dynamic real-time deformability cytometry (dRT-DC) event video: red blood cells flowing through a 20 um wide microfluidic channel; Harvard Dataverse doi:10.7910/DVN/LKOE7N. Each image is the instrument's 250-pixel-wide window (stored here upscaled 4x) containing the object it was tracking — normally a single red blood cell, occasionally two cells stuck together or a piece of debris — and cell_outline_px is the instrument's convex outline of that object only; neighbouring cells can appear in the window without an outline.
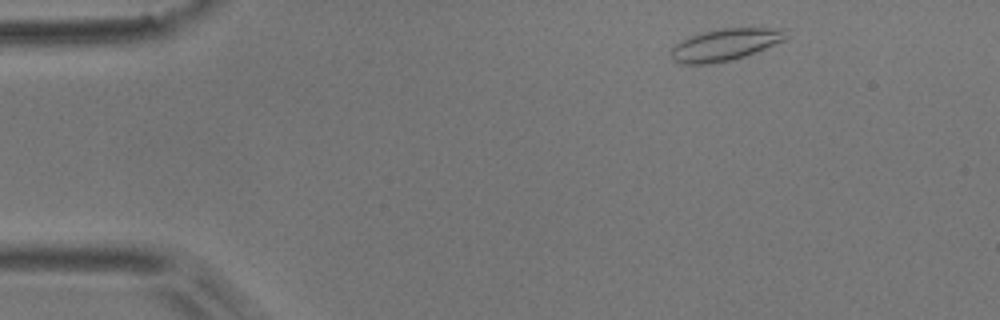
{"species": "common noctule bat (a hibernating species)", "species_latin": "Nyctalus noctula", "temperature_condition": "room temperature", "stored_images_in_passage": 49, "camera_frame_rate_fps": 3000, "um_per_image_px": 0.085, "animal": {"sex": "male", "body_mass_g": 17.9}, "frame": {"image": 1, "passage_image": 3, "time_ms": 0.667, "image_size_px": [1000, 320], "cell_outline_px": [[788, 28], [784, 40], [756, 52], [744, 56], [728, 60], [708, 64], [684, 64], [672, 60], [672, 48], [676, 44], [692, 36], [704, 32], [724, 28]], "centroid_in_image_um": [61.67, 3.79], "position_along_channel_um": 23.3, "area_um2": 20.92}}
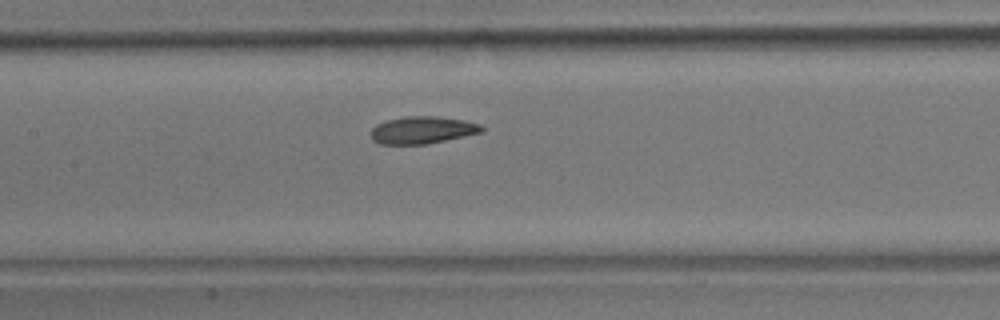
{"frame": {"image": 2, "passage_image": 21, "time_ms": 6.667, "image_size_px": [1000, 320], "cell_outline_px": [[484, 132], [428, 144], [380, 144], [372, 140], [372, 128], [376, 124], [388, 120], [404, 116], [436, 116], [464, 120], [480, 124], [484, 128]], "centroid_in_image_um": [35.93, 11.05], "position_along_channel_um": 171.5, "area_um2": 17.69}}
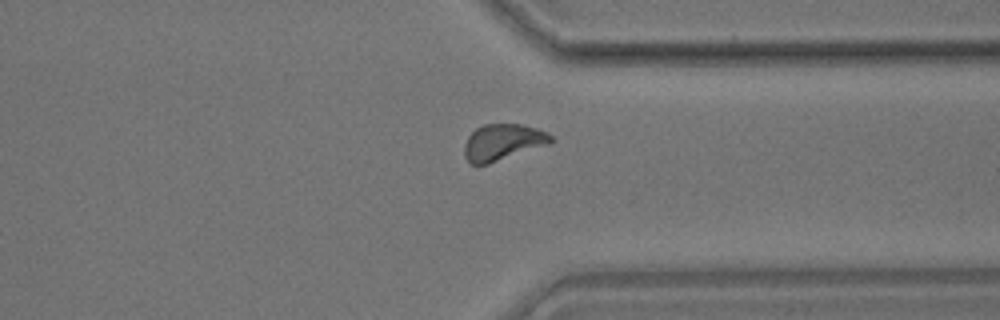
{"frame": {"image": 3, "passage_image": 37, "time_ms": 12.0, "image_size_px": [1000, 320], "cell_outline_px": [[556, 140], [552, 144], [488, 164], [468, 164], [464, 156], [464, 144], [468, 136], [476, 128], [484, 124], [520, 124], [536, 128], [548, 132]], "centroid_in_image_um": [42.77, 12.1], "position_along_channel_um": 368.6, "area_um2": 18.73}, "authors_computed_cell_mechanics": {"area_um2": 18.0914, "velocity_mm_per_s": 3.7212, "shape_relaxation_time_tau1_ms": 3.4887, "shape_relaxation_time_tau2_ms": 4.5919, "deformation_change_tau1": 0.1108, "deformation_change_tau2": 0.11}}